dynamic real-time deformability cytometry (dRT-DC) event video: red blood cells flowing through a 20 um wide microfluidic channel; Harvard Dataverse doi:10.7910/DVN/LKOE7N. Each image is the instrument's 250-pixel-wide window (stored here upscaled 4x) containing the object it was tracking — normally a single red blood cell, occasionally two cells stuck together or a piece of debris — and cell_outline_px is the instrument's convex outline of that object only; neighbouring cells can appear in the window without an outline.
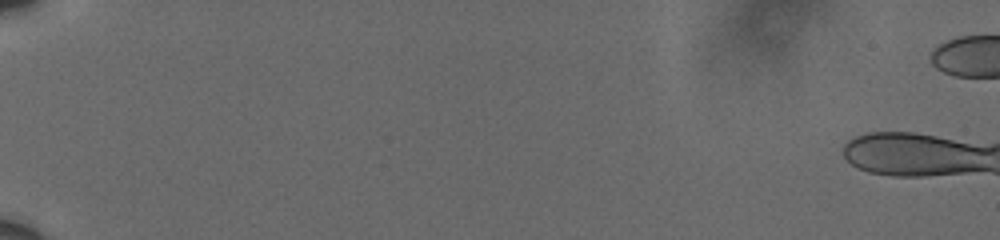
{"species": "human", "species_latin": "Homo sapiens", "temperature_condition": "cold", "stored_images_in_passage": 2, "camera_frame_rate_fps": 3000, "um_per_image_px": 0.085, "donor": {"sex": "male"}, "frame": {"image": 1, "passage_image": 1, "time_ms": 0.0, "image_size_px": [1000, 240], "cell_outline_px": [[984, 168], [948, 172], [880, 172], [868, 136], [928, 136], [980, 148]], "centroid_in_image_um": [78.51, 13.15], "position_along_channel_um": 6.5, "area_um2": 25.2}}